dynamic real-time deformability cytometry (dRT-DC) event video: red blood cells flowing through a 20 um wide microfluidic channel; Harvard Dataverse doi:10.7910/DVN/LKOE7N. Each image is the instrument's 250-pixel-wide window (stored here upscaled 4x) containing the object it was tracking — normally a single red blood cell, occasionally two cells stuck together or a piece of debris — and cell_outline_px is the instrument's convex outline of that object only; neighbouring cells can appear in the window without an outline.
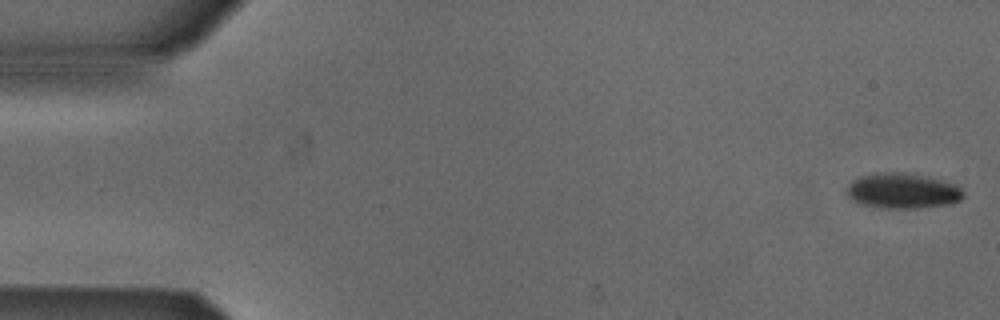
{"species": "Egyptian fruit bat (a non-hibernating species)", "species_latin": "Rousettus aegyptiacus", "temperature_condition": "cold", "stored_images_in_passage": 9, "camera_frame_rate_fps": 3000, "um_per_image_px": 0.085, "animal": {"sex": "male"}, "frame": {"image": 1, "passage_image": 1, "time_ms": 0.0, "image_size_px": [1000, 320], "cell_outline_px": [[964, 196], [960, 200], [952, 204], [920, 208], [880, 208], [864, 204], [852, 200], [848, 196], [848, 184], [852, 180], [876, 172], [904, 172], [924, 176], [956, 184], [964, 192]], "centroid_in_image_um": [76.75, 16.23], "position_along_channel_um": 8.2, "area_um2": 23.99}}